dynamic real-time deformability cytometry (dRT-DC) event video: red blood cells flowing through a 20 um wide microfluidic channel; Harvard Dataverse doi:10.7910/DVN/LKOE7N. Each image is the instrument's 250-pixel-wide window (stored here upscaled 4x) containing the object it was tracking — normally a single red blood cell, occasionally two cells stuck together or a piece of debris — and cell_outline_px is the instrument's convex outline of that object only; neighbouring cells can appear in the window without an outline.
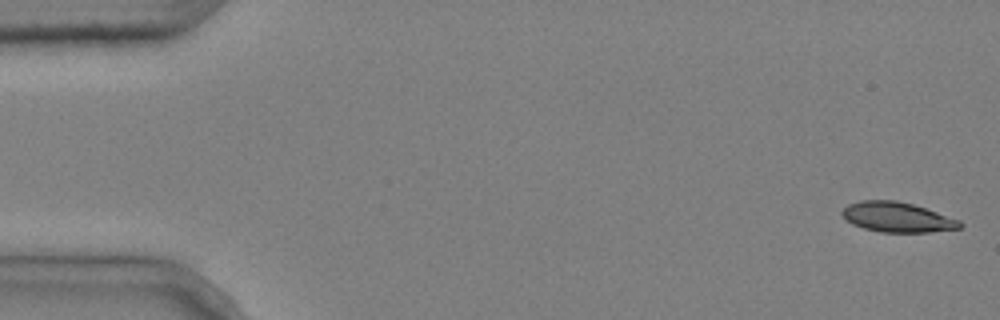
{"species": "common noctule bat (a hibernating species)", "species_latin": "Nyctalus noctula", "temperature_condition": "cold", "stored_images_in_passage": 5, "camera_frame_rate_fps": 3000, "um_per_image_px": 0.085, "animal": {"sex": "male", "body_mass_g": 20.4}, "frame": {"image": 1, "passage_image": 1, "time_ms": 0.0, "image_size_px": [1000, 320], "cell_outline_px": [[964, 224], [960, 228], [928, 232], [880, 232], [864, 228], [852, 224], [840, 212], [848, 204], [860, 200], [896, 200], [912, 204], [960, 220]], "centroid_in_image_um": [76.25, 18.46], "position_along_channel_um": 8.7, "area_um2": 20.4}}
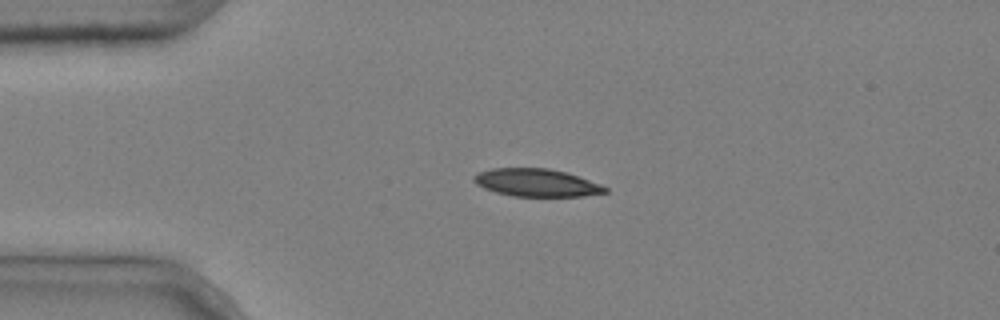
{"frame": {"image": 2, "passage_image": 4, "time_ms": 1.0, "image_size_px": [1000, 320], "cell_outline_px": [[608, 192], [584, 196], [512, 196], [496, 192], [484, 188], [476, 184], [472, 180], [472, 176], [480, 172], [492, 168], [548, 168], [564, 172], [600, 184], [608, 188]], "centroid_in_image_um": [45.57, 15.53], "position_along_channel_um": 39.4, "area_um2": 21.04}}